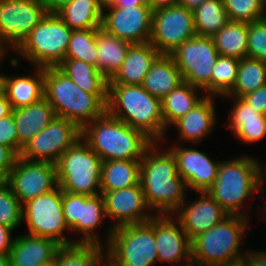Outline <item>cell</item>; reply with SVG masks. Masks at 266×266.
<instances>
[{
    "label": "cell",
    "instance_id": "41",
    "mask_svg": "<svg viewBox=\"0 0 266 266\" xmlns=\"http://www.w3.org/2000/svg\"><path fill=\"white\" fill-rule=\"evenodd\" d=\"M23 205L8 186L0 192V224L11 229L22 223Z\"/></svg>",
    "mask_w": 266,
    "mask_h": 266
},
{
    "label": "cell",
    "instance_id": "52",
    "mask_svg": "<svg viewBox=\"0 0 266 266\" xmlns=\"http://www.w3.org/2000/svg\"><path fill=\"white\" fill-rule=\"evenodd\" d=\"M178 2L179 0H149L153 9L161 6L178 5Z\"/></svg>",
    "mask_w": 266,
    "mask_h": 266
},
{
    "label": "cell",
    "instance_id": "45",
    "mask_svg": "<svg viewBox=\"0 0 266 266\" xmlns=\"http://www.w3.org/2000/svg\"><path fill=\"white\" fill-rule=\"evenodd\" d=\"M18 155L10 148L0 144V170L8 173L14 167Z\"/></svg>",
    "mask_w": 266,
    "mask_h": 266
},
{
    "label": "cell",
    "instance_id": "46",
    "mask_svg": "<svg viewBox=\"0 0 266 266\" xmlns=\"http://www.w3.org/2000/svg\"><path fill=\"white\" fill-rule=\"evenodd\" d=\"M13 229L0 224V254H9L12 248L13 241L12 238Z\"/></svg>",
    "mask_w": 266,
    "mask_h": 266
},
{
    "label": "cell",
    "instance_id": "49",
    "mask_svg": "<svg viewBox=\"0 0 266 266\" xmlns=\"http://www.w3.org/2000/svg\"><path fill=\"white\" fill-rule=\"evenodd\" d=\"M12 112L10 102L7 99L5 92L0 94V118H3Z\"/></svg>",
    "mask_w": 266,
    "mask_h": 266
},
{
    "label": "cell",
    "instance_id": "26",
    "mask_svg": "<svg viewBox=\"0 0 266 266\" xmlns=\"http://www.w3.org/2000/svg\"><path fill=\"white\" fill-rule=\"evenodd\" d=\"M232 97L234 105L230 114L229 127L241 141L252 143L266 135V115L251 107L242 97Z\"/></svg>",
    "mask_w": 266,
    "mask_h": 266
},
{
    "label": "cell",
    "instance_id": "36",
    "mask_svg": "<svg viewBox=\"0 0 266 266\" xmlns=\"http://www.w3.org/2000/svg\"><path fill=\"white\" fill-rule=\"evenodd\" d=\"M266 85V62L242 58L239 61L237 79L232 90L226 96L243 97Z\"/></svg>",
    "mask_w": 266,
    "mask_h": 266
},
{
    "label": "cell",
    "instance_id": "59",
    "mask_svg": "<svg viewBox=\"0 0 266 266\" xmlns=\"http://www.w3.org/2000/svg\"><path fill=\"white\" fill-rule=\"evenodd\" d=\"M41 266H57V263H56V260L53 259L52 261L46 263V264H43Z\"/></svg>",
    "mask_w": 266,
    "mask_h": 266
},
{
    "label": "cell",
    "instance_id": "20",
    "mask_svg": "<svg viewBox=\"0 0 266 266\" xmlns=\"http://www.w3.org/2000/svg\"><path fill=\"white\" fill-rule=\"evenodd\" d=\"M200 198L187 204L185 202L175 211V216L190 240L207 232L229 214L215 201L207 191L198 192Z\"/></svg>",
    "mask_w": 266,
    "mask_h": 266
},
{
    "label": "cell",
    "instance_id": "39",
    "mask_svg": "<svg viewBox=\"0 0 266 266\" xmlns=\"http://www.w3.org/2000/svg\"><path fill=\"white\" fill-rule=\"evenodd\" d=\"M240 59L230 56L217 58L211 76V96H226L233 88Z\"/></svg>",
    "mask_w": 266,
    "mask_h": 266
},
{
    "label": "cell",
    "instance_id": "28",
    "mask_svg": "<svg viewBox=\"0 0 266 266\" xmlns=\"http://www.w3.org/2000/svg\"><path fill=\"white\" fill-rule=\"evenodd\" d=\"M183 82L180 70L170 55L161 54L152 64L143 81V88L162 99Z\"/></svg>",
    "mask_w": 266,
    "mask_h": 266
},
{
    "label": "cell",
    "instance_id": "5",
    "mask_svg": "<svg viewBox=\"0 0 266 266\" xmlns=\"http://www.w3.org/2000/svg\"><path fill=\"white\" fill-rule=\"evenodd\" d=\"M263 172L258 159L242 156L229 161H220L218 174L208 194L217 201L229 215L249 218L241 207L252 193L263 192Z\"/></svg>",
    "mask_w": 266,
    "mask_h": 266
},
{
    "label": "cell",
    "instance_id": "37",
    "mask_svg": "<svg viewBox=\"0 0 266 266\" xmlns=\"http://www.w3.org/2000/svg\"><path fill=\"white\" fill-rule=\"evenodd\" d=\"M196 35L213 36L230 20L223 0H206L193 10Z\"/></svg>",
    "mask_w": 266,
    "mask_h": 266
},
{
    "label": "cell",
    "instance_id": "50",
    "mask_svg": "<svg viewBox=\"0 0 266 266\" xmlns=\"http://www.w3.org/2000/svg\"><path fill=\"white\" fill-rule=\"evenodd\" d=\"M149 4V0H118L116 6L118 7H133Z\"/></svg>",
    "mask_w": 266,
    "mask_h": 266
},
{
    "label": "cell",
    "instance_id": "24",
    "mask_svg": "<svg viewBox=\"0 0 266 266\" xmlns=\"http://www.w3.org/2000/svg\"><path fill=\"white\" fill-rule=\"evenodd\" d=\"M213 96H206L183 117L172 125L177 127L179 139L198 143L210 134L216 124V112Z\"/></svg>",
    "mask_w": 266,
    "mask_h": 266
},
{
    "label": "cell",
    "instance_id": "8",
    "mask_svg": "<svg viewBox=\"0 0 266 266\" xmlns=\"http://www.w3.org/2000/svg\"><path fill=\"white\" fill-rule=\"evenodd\" d=\"M106 247V266H152L158 261L154 216L143 223L113 229Z\"/></svg>",
    "mask_w": 266,
    "mask_h": 266
},
{
    "label": "cell",
    "instance_id": "56",
    "mask_svg": "<svg viewBox=\"0 0 266 266\" xmlns=\"http://www.w3.org/2000/svg\"><path fill=\"white\" fill-rule=\"evenodd\" d=\"M0 266H11L9 254H0Z\"/></svg>",
    "mask_w": 266,
    "mask_h": 266
},
{
    "label": "cell",
    "instance_id": "51",
    "mask_svg": "<svg viewBox=\"0 0 266 266\" xmlns=\"http://www.w3.org/2000/svg\"><path fill=\"white\" fill-rule=\"evenodd\" d=\"M206 0H179L178 5L185 7L186 9L194 10Z\"/></svg>",
    "mask_w": 266,
    "mask_h": 266
},
{
    "label": "cell",
    "instance_id": "57",
    "mask_svg": "<svg viewBox=\"0 0 266 266\" xmlns=\"http://www.w3.org/2000/svg\"><path fill=\"white\" fill-rule=\"evenodd\" d=\"M3 61L2 59L0 60ZM4 87H5V75L0 74V94L4 93Z\"/></svg>",
    "mask_w": 266,
    "mask_h": 266
},
{
    "label": "cell",
    "instance_id": "22",
    "mask_svg": "<svg viewBox=\"0 0 266 266\" xmlns=\"http://www.w3.org/2000/svg\"><path fill=\"white\" fill-rule=\"evenodd\" d=\"M60 247L50 238L19 235L15 237L9 253L11 266H41L52 261Z\"/></svg>",
    "mask_w": 266,
    "mask_h": 266
},
{
    "label": "cell",
    "instance_id": "14",
    "mask_svg": "<svg viewBox=\"0 0 266 266\" xmlns=\"http://www.w3.org/2000/svg\"><path fill=\"white\" fill-rule=\"evenodd\" d=\"M47 13L41 0H0V45L16 49Z\"/></svg>",
    "mask_w": 266,
    "mask_h": 266
},
{
    "label": "cell",
    "instance_id": "58",
    "mask_svg": "<svg viewBox=\"0 0 266 266\" xmlns=\"http://www.w3.org/2000/svg\"><path fill=\"white\" fill-rule=\"evenodd\" d=\"M225 266H247L246 263L242 260V261H239V262H235V263H232V264H227Z\"/></svg>",
    "mask_w": 266,
    "mask_h": 266
},
{
    "label": "cell",
    "instance_id": "7",
    "mask_svg": "<svg viewBox=\"0 0 266 266\" xmlns=\"http://www.w3.org/2000/svg\"><path fill=\"white\" fill-rule=\"evenodd\" d=\"M102 163L99 155L80 138L56 161L57 184L69 193L100 194Z\"/></svg>",
    "mask_w": 266,
    "mask_h": 266
},
{
    "label": "cell",
    "instance_id": "29",
    "mask_svg": "<svg viewBox=\"0 0 266 266\" xmlns=\"http://www.w3.org/2000/svg\"><path fill=\"white\" fill-rule=\"evenodd\" d=\"M131 43L107 33L97 32V70L110 80L121 68Z\"/></svg>",
    "mask_w": 266,
    "mask_h": 266
},
{
    "label": "cell",
    "instance_id": "48",
    "mask_svg": "<svg viewBox=\"0 0 266 266\" xmlns=\"http://www.w3.org/2000/svg\"><path fill=\"white\" fill-rule=\"evenodd\" d=\"M48 13H55L58 11L62 6L68 4L72 0H41Z\"/></svg>",
    "mask_w": 266,
    "mask_h": 266
},
{
    "label": "cell",
    "instance_id": "19",
    "mask_svg": "<svg viewBox=\"0 0 266 266\" xmlns=\"http://www.w3.org/2000/svg\"><path fill=\"white\" fill-rule=\"evenodd\" d=\"M168 149L176 158L177 172L185 180L187 188L196 193L207 191L213 185L220 161H212L206 154L191 147L173 145Z\"/></svg>",
    "mask_w": 266,
    "mask_h": 266
},
{
    "label": "cell",
    "instance_id": "4",
    "mask_svg": "<svg viewBox=\"0 0 266 266\" xmlns=\"http://www.w3.org/2000/svg\"><path fill=\"white\" fill-rule=\"evenodd\" d=\"M81 138L102 161L141 160L153 144L142 132L107 112L81 129Z\"/></svg>",
    "mask_w": 266,
    "mask_h": 266
},
{
    "label": "cell",
    "instance_id": "25",
    "mask_svg": "<svg viewBox=\"0 0 266 266\" xmlns=\"http://www.w3.org/2000/svg\"><path fill=\"white\" fill-rule=\"evenodd\" d=\"M12 112L18 136V156H20L25 145L52 121L55 113L45 97Z\"/></svg>",
    "mask_w": 266,
    "mask_h": 266
},
{
    "label": "cell",
    "instance_id": "12",
    "mask_svg": "<svg viewBox=\"0 0 266 266\" xmlns=\"http://www.w3.org/2000/svg\"><path fill=\"white\" fill-rule=\"evenodd\" d=\"M196 35L193 10L180 5L153 9L149 42L160 54L169 55L183 42Z\"/></svg>",
    "mask_w": 266,
    "mask_h": 266
},
{
    "label": "cell",
    "instance_id": "16",
    "mask_svg": "<svg viewBox=\"0 0 266 266\" xmlns=\"http://www.w3.org/2000/svg\"><path fill=\"white\" fill-rule=\"evenodd\" d=\"M8 186L23 205L28 200L46 194L58 186L56 166L47 161L18 156L9 172Z\"/></svg>",
    "mask_w": 266,
    "mask_h": 266
},
{
    "label": "cell",
    "instance_id": "44",
    "mask_svg": "<svg viewBox=\"0 0 266 266\" xmlns=\"http://www.w3.org/2000/svg\"><path fill=\"white\" fill-rule=\"evenodd\" d=\"M242 98L259 113L266 115V85L244 95Z\"/></svg>",
    "mask_w": 266,
    "mask_h": 266
},
{
    "label": "cell",
    "instance_id": "30",
    "mask_svg": "<svg viewBox=\"0 0 266 266\" xmlns=\"http://www.w3.org/2000/svg\"><path fill=\"white\" fill-rule=\"evenodd\" d=\"M71 30L101 28L103 10L97 0H72L55 12Z\"/></svg>",
    "mask_w": 266,
    "mask_h": 266
},
{
    "label": "cell",
    "instance_id": "31",
    "mask_svg": "<svg viewBox=\"0 0 266 266\" xmlns=\"http://www.w3.org/2000/svg\"><path fill=\"white\" fill-rule=\"evenodd\" d=\"M141 160H108L102 163L101 192L128 188L140 183Z\"/></svg>",
    "mask_w": 266,
    "mask_h": 266
},
{
    "label": "cell",
    "instance_id": "60",
    "mask_svg": "<svg viewBox=\"0 0 266 266\" xmlns=\"http://www.w3.org/2000/svg\"><path fill=\"white\" fill-rule=\"evenodd\" d=\"M5 52V49L0 45V60L4 58L3 56L6 54Z\"/></svg>",
    "mask_w": 266,
    "mask_h": 266
},
{
    "label": "cell",
    "instance_id": "17",
    "mask_svg": "<svg viewBox=\"0 0 266 266\" xmlns=\"http://www.w3.org/2000/svg\"><path fill=\"white\" fill-rule=\"evenodd\" d=\"M103 11L101 28L131 44L149 42L153 8L150 4L133 7L112 6Z\"/></svg>",
    "mask_w": 266,
    "mask_h": 266
},
{
    "label": "cell",
    "instance_id": "18",
    "mask_svg": "<svg viewBox=\"0 0 266 266\" xmlns=\"http://www.w3.org/2000/svg\"><path fill=\"white\" fill-rule=\"evenodd\" d=\"M101 194L104 199L106 216L110 219L113 218L112 220L115 219L114 226L112 225L108 229L106 246L111 239L113 229L143 223L154 216L153 213L145 212L149 210V207L145 201L141 183L124 189L101 192Z\"/></svg>",
    "mask_w": 266,
    "mask_h": 266
},
{
    "label": "cell",
    "instance_id": "2",
    "mask_svg": "<svg viewBox=\"0 0 266 266\" xmlns=\"http://www.w3.org/2000/svg\"><path fill=\"white\" fill-rule=\"evenodd\" d=\"M107 113L142 132L153 143L164 140L167 128L161 100L150 95L142 85L108 84Z\"/></svg>",
    "mask_w": 266,
    "mask_h": 266
},
{
    "label": "cell",
    "instance_id": "13",
    "mask_svg": "<svg viewBox=\"0 0 266 266\" xmlns=\"http://www.w3.org/2000/svg\"><path fill=\"white\" fill-rule=\"evenodd\" d=\"M62 207L69 230L82 233L76 244L103 245L95 234L97 227L107 217L101 193L88 196L62 191Z\"/></svg>",
    "mask_w": 266,
    "mask_h": 266
},
{
    "label": "cell",
    "instance_id": "1",
    "mask_svg": "<svg viewBox=\"0 0 266 266\" xmlns=\"http://www.w3.org/2000/svg\"><path fill=\"white\" fill-rule=\"evenodd\" d=\"M153 143L140 161V183L145 201L150 211L156 210L157 215L172 213L185 202V180L177 172L175 156L169 149L164 152L156 150Z\"/></svg>",
    "mask_w": 266,
    "mask_h": 266
},
{
    "label": "cell",
    "instance_id": "55",
    "mask_svg": "<svg viewBox=\"0 0 266 266\" xmlns=\"http://www.w3.org/2000/svg\"><path fill=\"white\" fill-rule=\"evenodd\" d=\"M186 265L185 264H181V265H175V266H203L200 262H198L193 256H190L189 258H187L186 260ZM196 262V263H195ZM195 264V265H194ZM174 266V265H171Z\"/></svg>",
    "mask_w": 266,
    "mask_h": 266
},
{
    "label": "cell",
    "instance_id": "10",
    "mask_svg": "<svg viewBox=\"0 0 266 266\" xmlns=\"http://www.w3.org/2000/svg\"><path fill=\"white\" fill-rule=\"evenodd\" d=\"M22 221L26 222L29 235L50 238L61 246L76 244L75 240L70 241L63 234L69 228L64 219L59 186L24 203Z\"/></svg>",
    "mask_w": 266,
    "mask_h": 266
},
{
    "label": "cell",
    "instance_id": "32",
    "mask_svg": "<svg viewBox=\"0 0 266 266\" xmlns=\"http://www.w3.org/2000/svg\"><path fill=\"white\" fill-rule=\"evenodd\" d=\"M198 89L200 88L183 81L161 99L162 117L166 128L183 117L204 98V96H197Z\"/></svg>",
    "mask_w": 266,
    "mask_h": 266
},
{
    "label": "cell",
    "instance_id": "47",
    "mask_svg": "<svg viewBox=\"0 0 266 266\" xmlns=\"http://www.w3.org/2000/svg\"><path fill=\"white\" fill-rule=\"evenodd\" d=\"M243 261L247 266H266V251H258L247 250L245 252V256Z\"/></svg>",
    "mask_w": 266,
    "mask_h": 266
},
{
    "label": "cell",
    "instance_id": "6",
    "mask_svg": "<svg viewBox=\"0 0 266 266\" xmlns=\"http://www.w3.org/2000/svg\"><path fill=\"white\" fill-rule=\"evenodd\" d=\"M249 218L228 215L207 232L191 240V256L203 266H225L242 261L240 241L248 226Z\"/></svg>",
    "mask_w": 266,
    "mask_h": 266
},
{
    "label": "cell",
    "instance_id": "27",
    "mask_svg": "<svg viewBox=\"0 0 266 266\" xmlns=\"http://www.w3.org/2000/svg\"><path fill=\"white\" fill-rule=\"evenodd\" d=\"M4 92L12 110L41 100L44 97V68L36 67L35 76H5Z\"/></svg>",
    "mask_w": 266,
    "mask_h": 266
},
{
    "label": "cell",
    "instance_id": "15",
    "mask_svg": "<svg viewBox=\"0 0 266 266\" xmlns=\"http://www.w3.org/2000/svg\"><path fill=\"white\" fill-rule=\"evenodd\" d=\"M81 138V129L70 120L54 117L22 149L21 158L55 164L61 155Z\"/></svg>",
    "mask_w": 266,
    "mask_h": 266
},
{
    "label": "cell",
    "instance_id": "11",
    "mask_svg": "<svg viewBox=\"0 0 266 266\" xmlns=\"http://www.w3.org/2000/svg\"><path fill=\"white\" fill-rule=\"evenodd\" d=\"M169 55L180 70L183 81L211 96V76L219 57L212 36L195 35Z\"/></svg>",
    "mask_w": 266,
    "mask_h": 266
},
{
    "label": "cell",
    "instance_id": "53",
    "mask_svg": "<svg viewBox=\"0 0 266 266\" xmlns=\"http://www.w3.org/2000/svg\"><path fill=\"white\" fill-rule=\"evenodd\" d=\"M9 173L7 171L0 170V192L8 187Z\"/></svg>",
    "mask_w": 266,
    "mask_h": 266
},
{
    "label": "cell",
    "instance_id": "40",
    "mask_svg": "<svg viewBox=\"0 0 266 266\" xmlns=\"http://www.w3.org/2000/svg\"><path fill=\"white\" fill-rule=\"evenodd\" d=\"M230 21L251 23L266 17L262 0H223Z\"/></svg>",
    "mask_w": 266,
    "mask_h": 266
},
{
    "label": "cell",
    "instance_id": "35",
    "mask_svg": "<svg viewBox=\"0 0 266 266\" xmlns=\"http://www.w3.org/2000/svg\"><path fill=\"white\" fill-rule=\"evenodd\" d=\"M97 244L61 246L55 260L57 266H106V251ZM105 255V256H104Z\"/></svg>",
    "mask_w": 266,
    "mask_h": 266
},
{
    "label": "cell",
    "instance_id": "42",
    "mask_svg": "<svg viewBox=\"0 0 266 266\" xmlns=\"http://www.w3.org/2000/svg\"><path fill=\"white\" fill-rule=\"evenodd\" d=\"M247 57L266 62V17L248 23Z\"/></svg>",
    "mask_w": 266,
    "mask_h": 266
},
{
    "label": "cell",
    "instance_id": "43",
    "mask_svg": "<svg viewBox=\"0 0 266 266\" xmlns=\"http://www.w3.org/2000/svg\"><path fill=\"white\" fill-rule=\"evenodd\" d=\"M0 144L10 147L18 155V136L13 112L0 118Z\"/></svg>",
    "mask_w": 266,
    "mask_h": 266
},
{
    "label": "cell",
    "instance_id": "33",
    "mask_svg": "<svg viewBox=\"0 0 266 266\" xmlns=\"http://www.w3.org/2000/svg\"><path fill=\"white\" fill-rule=\"evenodd\" d=\"M57 67L85 92L108 93V80L95 66L78 59H64Z\"/></svg>",
    "mask_w": 266,
    "mask_h": 266
},
{
    "label": "cell",
    "instance_id": "54",
    "mask_svg": "<svg viewBox=\"0 0 266 266\" xmlns=\"http://www.w3.org/2000/svg\"><path fill=\"white\" fill-rule=\"evenodd\" d=\"M103 11H106L107 8L116 6L118 0H97Z\"/></svg>",
    "mask_w": 266,
    "mask_h": 266
},
{
    "label": "cell",
    "instance_id": "34",
    "mask_svg": "<svg viewBox=\"0 0 266 266\" xmlns=\"http://www.w3.org/2000/svg\"><path fill=\"white\" fill-rule=\"evenodd\" d=\"M220 56L246 58L248 51V23L229 21L212 36Z\"/></svg>",
    "mask_w": 266,
    "mask_h": 266
},
{
    "label": "cell",
    "instance_id": "21",
    "mask_svg": "<svg viewBox=\"0 0 266 266\" xmlns=\"http://www.w3.org/2000/svg\"><path fill=\"white\" fill-rule=\"evenodd\" d=\"M170 216L154 215V234L158 261L172 264L191 256V240L180 222L173 221Z\"/></svg>",
    "mask_w": 266,
    "mask_h": 266
},
{
    "label": "cell",
    "instance_id": "3",
    "mask_svg": "<svg viewBox=\"0 0 266 266\" xmlns=\"http://www.w3.org/2000/svg\"><path fill=\"white\" fill-rule=\"evenodd\" d=\"M44 97L56 117L80 129L107 112V94H91L76 85L58 67L44 68Z\"/></svg>",
    "mask_w": 266,
    "mask_h": 266
},
{
    "label": "cell",
    "instance_id": "9",
    "mask_svg": "<svg viewBox=\"0 0 266 266\" xmlns=\"http://www.w3.org/2000/svg\"><path fill=\"white\" fill-rule=\"evenodd\" d=\"M71 32L56 13H47L15 52L35 67H57L65 58Z\"/></svg>",
    "mask_w": 266,
    "mask_h": 266
},
{
    "label": "cell",
    "instance_id": "38",
    "mask_svg": "<svg viewBox=\"0 0 266 266\" xmlns=\"http://www.w3.org/2000/svg\"><path fill=\"white\" fill-rule=\"evenodd\" d=\"M98 30H72L64 59H78L97 67Z\"/></svg>",
    "mask_w": 266,
    "mask_h": 266
},
{
    "label": "cell",
    "instance_id": "23",
    "mask_svg": "<svg viewBox=\"0 0 266 266\" xmlns=\"http://www.w3.org/2000/svg\"><path fill=\"white\" fill-rule=\"evenodd\" d=\"M161 54L150 43L131 44L121 68L108 84L142 85L154 61Z\"/></svg>",
    "mask_w": 266,
    "mask_h": 266
}]
</instances>
